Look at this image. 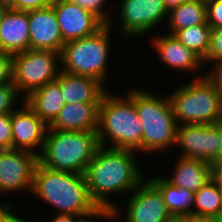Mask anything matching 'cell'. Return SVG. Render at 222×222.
Instances as JSON below:
<instances>
[{"mask_svg":"<svg viewBox=\"0 0 222 222\" xmlns=\"http://www.w3.org/2000/svg\"><path fill=\"white\" fill-rule=\"evenodd\" d=\"M134 152L100 146L84 173L91 200L98 208L111 210L112 220L121 217V211L109 194H129L145 180Z\"/></svg>","mask_w":222,"mask_h":222,"instance_id":"1","label":"cell"},{"mask_svg":"<svg viewBox=\"0 0 222 222\" xmlns=\"http://www.w3.org/2000/svg\"><path fill=\"white\" fill-rule=\"evenodd\" d=\"M31 194L59 210L58 214L83 217L98 209L89 196L84 174L52 170L39 163Z\"/></svg>","mask_w":222,"mask_h":222,"instance_id":"2","label":"cell"},{"mask_svg":"<svg viewBox=\"0 0 222 222\" xmlns=\"http://www.w3.org/2000/svg\"><path fill=\"white\" fill-rule=\"evenodd\" d=\"M97 135L99 145L107 148L142 152L143 126L134 104V89L125 97L106 92L98 108Z\"/></svg>","mask_w":222,"mask_h":222,"instance_id":"3","label":"cell"},{"mask_svg":"<svg viewBox=\"0 0 222 222\" xmlns=\"http://www.w3.org/2000/svg\"><path fill=\"white\" fill-rule=\"evenodd\" d=\"M99 147L97 132L48 129L38 162L52 170L84 174Z\"/></svg>","mask_w":222,"mask_h":222,"instance_id":"4","label":"cell"},{"mask_svg":"<svg viewBox=\"0 0 222 222\" xmlns=\"http://www.w3.org/2000/svg\"><path fill=\"white\" fill-rule=\"evenodd\" d=\"M134 88V104L143 126L142 153L160 152L175 146L177 121L169 96Z\"/></svg>","mask_w":222,"mask_h":222,"instance_id":"5","label":"cell"},{"mask_svg":"<svg viewBox=\"0 0 222 222\" xmlns=\"http://www.w3.org/2000/svg\"><path fill=\"white\" fill-rule=\"evenodd\" d=\"M177 124L213 125L222 116V95L200 76L168 95Z\"/></svg>","mask_w":222,"mask_h":222,"instance_id":"6","label":"cell"},{"mask_svg":"<svg viewBox=\"0 0 222 222\" xmlns=\"http://www.w3.org/2000/svg\"><path fill=\"white\" fill-rule=\"evenodd\" d=\"M112 26L105 24L90 36L65 43L60 53L61 71L95 78L105 86Z\"/></svg>","mask_w":222,"mask_h":222,"instance_id":"7","label":"cell"},{"mask_svg":"<svg viewBox=\"0 0 222 222\" xmlns=\"http://www.w3.org/2000/svg\"><path fill=\"white\" fill-rule=\"evenodd\" d=\"M60 53L28 49L13 55V84L24 96L57 79L61 69ZM24 98V99H23Z\"/></svg>","mask_w":222,"mask_h":222,"instance_id":"8","label":"cell"},{"mask_svg":"<svg viewBox=\"0 0 222 222\" xmlns=\"http://www.w3.org/2000/svg\"><path fill=\"white\" fill-rule=\"evenodd\" d=\"M174 145L184 149L180 155L183 158L212 163L220 156L222 140L215 124H180L177 127Z\"/></svg>","mask_w":222,"mask_h":222,"instance_id":"9","label":"cell"},{"mask_svg":"<svg viewBox=\"0 0 222 222\" xmlns=\"http://www.w3.org/2000/svg\"><path fill=\"white\" fill-rule=\"evenodd\" d=\"M38 155L22 150H0V193H31Z\"/></svg>","mask_w":222,"mask_h":222,"instance_id":"10","label":"cell"},{"mask_svg":"<svg viewBox=\"0 0 222 222\" xmlns=\"http://www.w3.org/2000/svg\"><path fill=\"white\" fill-rule=\"evenodd\" d=\"M120 23L123 36L137 37L151 32L168 17L163 0H122Z\"/></svg>","mask_w":222,"mask_h":222,"instance_id":"11","label":"cell"},{"mask_svg":"<svg viewBox=\"0 0 222 222\" xmlns=\"http://www.w3.org/2000/svg\"><path fill=\"white\" fill-rule=\"evenodd\" d=\"M131 193L125 222H170L173 219L162 193L148 178Z\"/></svg>","mask_w":222,"mask_h":222,"instance_id":"12","label":"cell"},{"mask_svg":"<svg viewBox=\"0 0 222 222\" xmlns=\"http://www.w3.org/2000/svg\"><path fill=\"white\" fill-rule=\"evenodd\" d=\"M51 6L56 14L64 44L90 36L105 25L93 13L67 0H55Z\"/></svg>","mask_w":222,"mask_h":222,"instance_id":"13","label":"cell"},{"mask_svg":"<svg viewBox=\"0 0 222 222\" xmlns=\"http://www.w3.org/2000/svg\"><path fill=\"white\" fill-rule=\"evenodd\" d=\"M22 103L21 108L11 112L13 149L39 156L49 126L24 101ZM37 147L40 148L39 152L34 150Z\"/></svg>","mask_w":222,"mask_h":222,"instance_id":"14","label":"cell"},{"mask_svg":"<svg viewBox=\"0 0 222 222\" xmlns=\"http://www.w3.org/2000/svg\"><path fill=\"white\" fill-rule=\"evenodd\" d=\"M30 49L61 53L63 37L52 6L29 10Z\"/></svg>","mask_w":222,"mask_h":222,"instance_id":"15","label":"cell"},{"mask_svg":"<svg viewBox=\"0 0 222 222\" xmlns=\"http://www.w3.org/2000/svg\"><path fill=\"white\" fill-rule=\"evenodd\" d=\"M30 49L28 11L8 9L0 23V52L15 55Z\"/></svg>","mask_w":222,"mask_h":222,"instance_id":"16","label":"cell"},{"mask_svg":"<svg viewBox=\"0 0 222 222\" xmlns=\"http://www.w3.org/2000/svg\"><path fill=\"white\" fill-rule=\"evenodd\" d=\"M56 81L60 84L65 104H100L107 90L95 78L69 74L64 71L59 72Z\"/></svg>","mask_w":222,"mask_h":222,"instance_id":"17","label":"cell"},{"mask_svg":"<svg viewBox=\"0 0 222 222\" xmlns=\"http://www.w3.org/2000/svg\"><path fill=\"white\" fill-rule=\"evenodd\" d=\"M151 45L157 52L159 60L166 66L185 71H196L203 64V60L192 50L185 47L179 40L171 34L155 36Z\"/></svg>","mask_w":222,"mask_h":222,"instance_id":"18","label":"cell"},{"mask_svg":"<svg viewBox=\"0 0 222 222\" xmlns=\"http://www.w3.org/2000/svg\"><path fill=\"white\" fill-rule=\"evenodd\" d=\"M100 104H65L48 129L97 132Z\"/></svg>","mask_w":222,"mask_h":222,"instance_id":"19","label":"cell"},{"mask_svg":"<svg viewBox=\"0 0 222 222\" xmlns=\"http://www.w3.org/2000/svg\"><path fill=\"white\" fill-rule=\"evenodd\" d=\"M24 102L48 126L65 105L60 84L56 80L33 91L24 99Z\"/></svg>","mask_w":222,"mask_h":222,"instance_id":"20","label":"cell"},{"mask_svg":"<svg viewBox=\"0 0 222 222\" xmlns=\"http://www.w3.org/2000/svg\"><path fill=\"white\" fill-rule=\"evenodd\" d=\"M173 176L164 178L173 186L196 193L211 180L210 163L205 160L179 157Z\"/></svg>","mask_w":222,"mask_h":222,"instance_id":"21","label":"cell"},{"mask_svg":"<svg viewBox=\"0 0 222 222\" xmlns=\"http://www.w3.org/2000/svg\"><path fill=\"white\" fill-rule=\"evenodd\" d=\"M160 190L169 213L173 218L191 217L194 193L185 188H178L169 183L163 176L149 178Z\"/></svg>","mask_w":222,"mask_h":222,"instance_id":"22","label":"cell"},{"mask_svg":"<svg viewBox=\"0 0 222 222\" xmlns=\"http://www.w3.org/2000/svg\"><path fill=\"white\" fill-rule=\"evenodd\" d=\"M167 22L169 34L176 31L207 23V6L205 0H189L168 11Z\"/></svg>","mask_w":222,"mask_h":222,"instance_id":"23","label":"cell"},{"mask_svg":"<svg viewBox=\"0 0 222 222\" xmlns=\"http://www.w3.org/2000/svg\"><path fill=\"white\" fill-rule=\"evenodd\" d=\"M192 217H220L221 190L209 180L193 196ZM197 206V207H196Z\"/></svg>","mask_w":222,"mask_h":222,"instance_id":"24","label":"cell"},{"mask_svg":"<svg viewBox=\"0 0 222 222\" xmlns=\"http://www.w3.org/2000/svg\"><path fill=\"white\" fill-rule=\"evenodd\" d=\"M211 33L212 27L202 24L180 29L173 35L204 61L210 48Z\"/></svg>","mask_w":222,"mask_h":222,"instance_id":"25","label":"cell"},{"mask_svg":"<svg viewBox=\"0 0 222 222\" xmlns=\"http://www.w3.org/2000/svg\"><path fill=\"white\" fill-rule=\"evenodd\" d=\"M17 87L12 84L0 86V115L14 111V104L18 97Z\"/></svg>","mask_w":222,"mask_h":222,"instance_id":"26","label":"cell"},{"mask_svg":"<svg viewBox=\"0 0 222 222\" xmlns=\"http://www.w3.org/2000/svg\"><path fill=\"white\" fill-rule=\"evenodd\" d=\"M71 3L77 4L83 7L85 10L96 15L104 24H112L113 21L110 19L108 13L103 6L108 0H67Z\"/></svg>","mask_w":222,"mask_h":222,"instance_id":"27","label":"cell"},{"mask_svg":"<svg viewBox=\"0 0 222 222\" xmlns=\"http://www.w3.org/2000/svg\"><path fill=\"white\" fill-rule=\"evenodd\" d=\"M222 61V27L212 29L210 48L203 62Z\"/></svg>","mask_w":222,"mask_h":222,"instance_id":"28","label":"cell"},{"mask_svg":"<svg viewBox=\"0 0 222 222\" xmlns=\"http://www.w3.org/2000/svg\"><path fill=\"white\" fill-rule=\"evenodd\" d=\"M13 149L11 113L0 115V150Z\"/></svg>","mask_w":222,"mask_h":222,"instance_id":"29","label":"cell"},{"mask_svg":"<svg viewBox=\"0 0 222 222\" xmlns=\"http://www.w3.org/2000/svg\"><path fill=\"white\" fill-rule=\"evenodd\" d=\"M207 23L214 28L222 27V0H205Z\"/></svg>","mask_w":222,"mask_h":222,"instance_id":"30","label":"cell"},{"mask_svg":"<svg viewBox=\"0 0 222 222\" xmlns=\"http://www.w3.org/2000/svg\"><path fill=\"white\" fill-rule=\"evenodd\" d=\"M13 83V55L0 52V86Z\"/></svg>","mask_w":222,"mask_h":222,"instance_id":"31","label":"cell"},{"mask_svg":"<svg viewBox=\"0 0 222 222\" xmlns=\"http://www.w3.org/2000/svg\"><path fill=\"white\" fill-rule=\"evenodd\" d=\"M54 1L55 0H15L9 8L16 11H29L48 7L52 5Z\"/></svg>","mask_w":222,"mask_h":222,"instance_id":"32","label":"cell"},{"mask_svg":"<svg viewBox=\"0 0 222 222\" xmlns=\"http://www.w3.org/2000/svg\"><path fill=\"white\" fill-rule=\"evenodd\" d=\"M214 65L210 72L204 76L215 86L222 95V61L212 63Z\"/></svg>","mask_w":222,"mask_h":222,"instance_id":"33","label":"cell"},{"mask_svg":"<svg viewBox=\"0 0 222 222\" xmlns=\"http://www.w3.org/2000/svg\"><path fill=\"white\" fill-rule=\"evenodd\" d=\"M211 180L222 190V161H214L210 163Z\"/></svg>","mask_w":222,"mask_h":222,"instance_id":"34","label":"cell"},{"mask_svg":"<svg viewBox=\"0 0 222 222\" xmlns=\"http://www.w3.org/2000/svg\"><path fill=\"white\" fill-rule=\"evenodd\" d=\"M108 218L109 220L112 219V211L104 208H98L93 213L80 217L76 222H92L91 218ZM85 218V219H84ZM90 218V220H89Z\"/></svg>","mask_w":222,"mask_h":222,"instance_id":"35","label":"cell"},{"mask_svg":"<svg viewBox=\"0 0 222 222\" xmlns=\"http://www.w3.org/2000/svg\"><path fill=\"white\" fill-rule=\"evenodd\" d=\"M80 217L71 214H58L54 217L52 222H76Z\"/></svg>","mask_w":222,"mask_h":222,"instance_id":"36","label":"cell"},{"mask_svg":"<svg viewBox=\"0 0 222 222\" xmlns=\"http://www.w3.org/2000/svg\"><path fill=\"white\" fill-rule=\"evenodd\" d=\"M12 206L8 203L6 205H1L0 203V222H6V219L11 215L12 213Z\"/></svg>","mask_w":222,"mask_h":222,"instance_id":"37","label":"cell"},{"mask_svg":"<svg viewBox=\"0 0 222 222\" xmlns=\"http://www.w3.org/2000/svg\"><path fill=\"white\" fill-rule=\"evenodd\" d=\"M191 222H222L221 217H188Z\"/></svg>","mask_w":222,"mask_h":222,"instance_id":"38","label":"cell"},{"mask_svg":"<svg viewBox=\"0 0 222 222\" xmlns=\"http://www.w3.org/2000/svg\"><path fill=\"white\" fill-rule=\"evenodd\" d=\"M189 0H163L166 9L169 11L177 6H180L182 3Z\"/></svg>","mask_w":222,"mask_h":222,"instance_id":"39","label":"cell"},{"mask_svg":"<svg viewBox=\"0 0 222 222\" xmlns=\"http://www.w3.org/2000/svg\"><path fill=\"white\" fill-rule=\"evenodd\" d=\"M214 124L218 128L219 134H220V137H221V140H222V116ZM216 161H222V148H221V151H220V156Z\"/></svg>","mask_w":222,"mask_h":222,"instance_id":"40","label":"cell"},{"mask_svg":"<svg viewBox=\"0 0 222 222\" xmlns=\"http://www.w3.org/2000/svg\"><path fill=\"white\" fill-rule=\"evenodd\" d=\"M6 222H28L27 220L20 218L18 215H15L13 212L11 215L6 219Z\"/></svg>","mask_w":222,"mask_h":222,"instance_id":"41","label":"cell"},{"mask_svg":"<svg viewBox=\"0 0 222 222\" xmlns=\"http://www.w3.org/2000/svg\"><path fill=\"white\" fill-rule=\"evenodd\" d=\"M9 7L4 3L0 2V23L3 19L4 14L8 11Z\"/></svg>","mask_w":222,"mask_h":222,"instance_id":"42","label":"cell"},{"mask_svg":"<svg viewBox=\"0 0 222 222\" xmlns=\"http://www.w3.org/2000/svg\"><path fill=\"white\" fill-rule=\"evenodd\" d=\"M170 222H191L189 218H173Z\"/></svg>","mask_w":222,"mask_h":222,"instance_id":"43","label":"cell"},{"mask_svg":"<svg viewBox=\"0 0 222 222\" xmlns=\"http://www.w3.org/2000/svg\"><path fill=\"white\" fill-rule=\"evenodd\" d=\"M0 2L10 7L15 2V0H0Z\"/></svg>","mask_w":222,"mask_h":222,"instance_id":"44","label":"cell"},{"mask_svg":"<svg viewBox=\"0 0 222 222\" xmlns=\"http://www.w3.org/2000/svg\"><path fill=\"white\" fill-rule=\"evenodd\" d=\"M220 217L222 218V190H221V209H220Z\"/></svg>","mask_w":222,"mask_h":222,"instance_id":"45","label":"cell"}]
</instances>
